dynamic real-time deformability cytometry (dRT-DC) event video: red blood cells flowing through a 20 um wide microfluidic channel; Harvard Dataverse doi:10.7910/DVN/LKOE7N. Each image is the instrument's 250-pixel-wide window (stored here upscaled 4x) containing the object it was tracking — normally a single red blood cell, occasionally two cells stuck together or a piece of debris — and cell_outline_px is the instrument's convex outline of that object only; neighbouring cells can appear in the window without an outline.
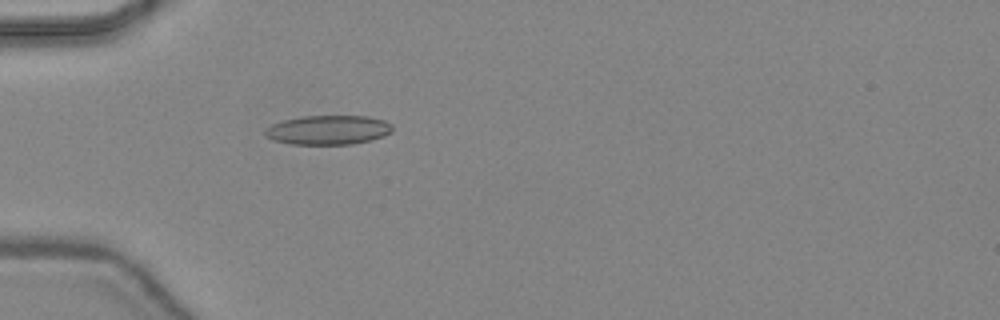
{"species": "common noctule bat (a hibernating species)", "species_latin": "Nyctalus noctula", "temperature_condition": "warm", "stored_images_in_passage": 39, "camera_frame_rate_fps": 3000, "um_per_image_px": 0.085, "animal": {"sex": "female", "body_mass_g": 24.6, "forearm_length_mm": 56.2}, "frame": {"image": 1, "passage_image": 7, "time_ms": 2.0, "image_size_px": [1000, 320], "cell_outline_px": [[392, 132], [384, 136], [372, 140], [352, 144], [292, 144], [272, 140], [264, 132], [272, 124], [284, 120], [300, 116], [368, 116], [384, 120], [392, 124]], "centroid_in_image_um": [27.94, 11.04], "position_along_channel_um": 57.1, "area_um2": 21.73}}
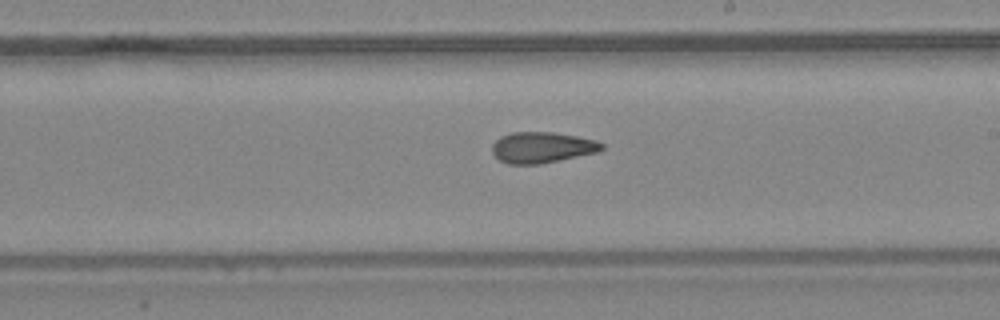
{"frame": {"image": 2, "passage_image": 20, "time_ms": 6.333, "image_size_px": [1000, 320], "cell_outline_px": [[604, 148], [600, 152], [540, 164], [508, 164], [500, 160], [492, 152], [492, 144], [500, 136], [512, 132], [552, 132], [576, 136], [596, 140], [604, 144]], "centroid_in_image_um": [46.09, 12.53], "position_along_channel_um": 242.9, "area_um2": 19.88}}
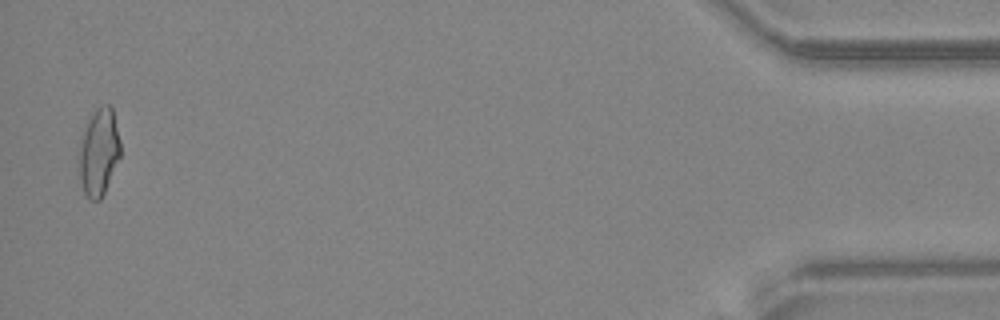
{"frame": {"image": 3, "passage_image": 38, "time_ms": 12.333, "image_size_px": [1000, 320], "cell_outline_px": [[120, 156], [104, 192], [100, 200], [92, 200], [84, 192], [76, 160], [84, 128], [88, 120], [96, 108], [104, 104], [108, 104], [112, 108], [120, 140]], "centroid_in_image_um": [8.38, 12.9], "position_along_channel_um": 426.8, "area_um2": 20.98}, "authors_computed_cell_mechanics": {"area_um2": 20.1722, "velocity_mm_per_s": 4.4836, "shape_relaxation_time_tau1_ms": null, "shape_relaxation_time_tau2_ms": 2.6125, "deformation_change_tau1": null, "deformation_change_tau2": 0.1092}}